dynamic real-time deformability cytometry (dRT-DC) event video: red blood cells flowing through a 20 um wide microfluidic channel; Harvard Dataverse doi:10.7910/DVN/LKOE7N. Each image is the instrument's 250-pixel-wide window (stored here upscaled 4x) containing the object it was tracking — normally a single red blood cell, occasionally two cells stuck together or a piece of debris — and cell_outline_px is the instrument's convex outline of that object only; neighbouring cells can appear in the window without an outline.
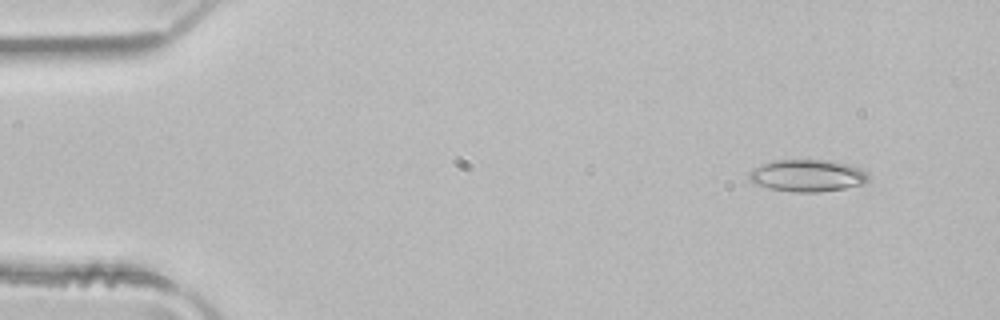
{"species": "common noctule bat (a hibernating species)", "species_latin": "Nyctalus noctula", "temperature_condition": "room temperature", "stored_images_in_passage": 3, "camera_frame_rate_fps": 3000, "um_per_image_px": 0.085, "animal": {"sex": "male", "body_mass_g": 21.5, "forearm_length_mm": 52.0}, "frame": {"image": 1, "passage_image": 1, "time_ms": 0.0, "image_size_px": [1000, 320], "cell_outline_px": [[868, 180], [864, 184], [844, 188], [820, 192], [792, 192], [768, 188], [752, 184], [748, 176], [748, 172], [752, 168], [776, 160], [828, 160], [852, 164], [868, 172]], "centroid_in_image_um": [68.63, 14.93], "position_along_channel_um": 16.4, "area_um2": 22.6}}